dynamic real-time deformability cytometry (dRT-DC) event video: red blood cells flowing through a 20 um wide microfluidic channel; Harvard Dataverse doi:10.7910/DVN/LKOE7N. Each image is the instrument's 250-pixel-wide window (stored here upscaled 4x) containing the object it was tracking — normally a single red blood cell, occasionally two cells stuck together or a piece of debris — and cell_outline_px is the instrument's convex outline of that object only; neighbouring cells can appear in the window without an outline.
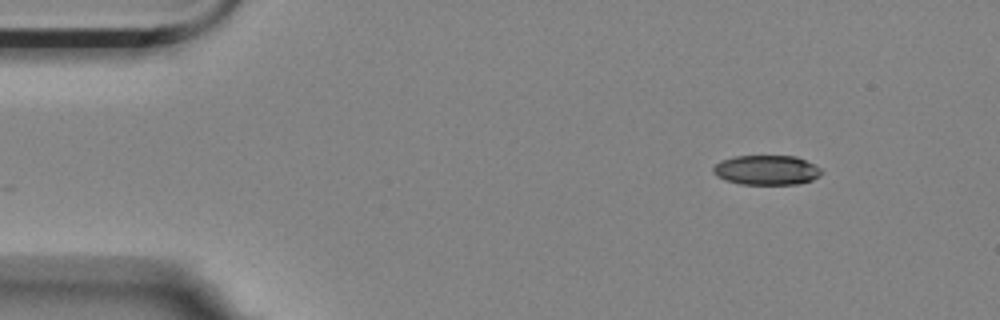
{"species": "Egyptian fruit bat (a non-hibernating species)", "species_latin": "Rousettus aegyptiacus", "temperature_condition": "room temperature", "stored_images_in_passage": 5, "segment_of_instrument_passage": [2, 2], "camera_frame_rate_fps": 3000, "um_per_image_px": 0.085, "animal": {"sex": "female"}, "frame": {"image": 1, "passage_image": 5, "time_ms": 1.333, "image_size_px": [1000, 320], "cell_outline_px": [[824, 172], [820, 176], [812, 180], [800, 184], [740, 184], [724, 180], [716, 176], [712, 172], [712, 168], [720, 160], [736, 156], [796, 156], [820, 168]], "centroid_in_image_um": [65.14, 14.46], "position_along_channel_um": 19.9, "area_um2": 18.84}}